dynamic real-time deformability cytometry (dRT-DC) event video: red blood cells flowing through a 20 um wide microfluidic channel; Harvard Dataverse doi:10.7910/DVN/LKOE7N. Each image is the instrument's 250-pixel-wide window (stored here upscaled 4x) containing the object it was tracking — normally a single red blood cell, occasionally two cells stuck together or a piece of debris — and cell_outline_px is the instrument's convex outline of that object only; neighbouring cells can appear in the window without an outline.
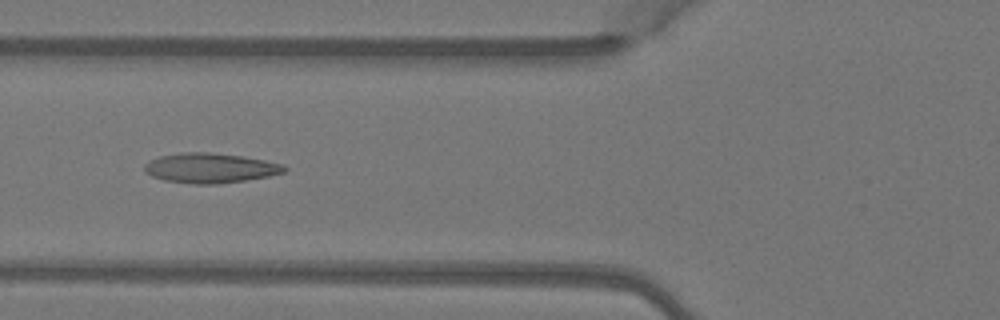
{"species": "Egyptian fruit bat (a non-hibernating species)", "species_latin": "Rousettus aegyptiacus", "temperature_condition": "warm", "stored_images_in_passage": 6, "camera_frame_rate_fps": 3000, "um_per_image_px": 0.085, "animal": {"sex": "female"}, "frame": {"image": 1, "passage_image": 6, "time_ms": 1.667, "image_size_px": [1000, 320], "cell_outline_px": [[288, 168], [284, 172], [268, 176], [244, 180], [216, 184], [192, 184], [164, 180], [152, 176], [144, 172], [144, 164], [148, 160], [160, 156], [180, 152], [208, 152], [240, 156], [264, 160], [280, 164]], "centroid_in_image_um": [17.8, 14.28], "position_along_channel_um": 108.0, "area_um2": 24.22}}